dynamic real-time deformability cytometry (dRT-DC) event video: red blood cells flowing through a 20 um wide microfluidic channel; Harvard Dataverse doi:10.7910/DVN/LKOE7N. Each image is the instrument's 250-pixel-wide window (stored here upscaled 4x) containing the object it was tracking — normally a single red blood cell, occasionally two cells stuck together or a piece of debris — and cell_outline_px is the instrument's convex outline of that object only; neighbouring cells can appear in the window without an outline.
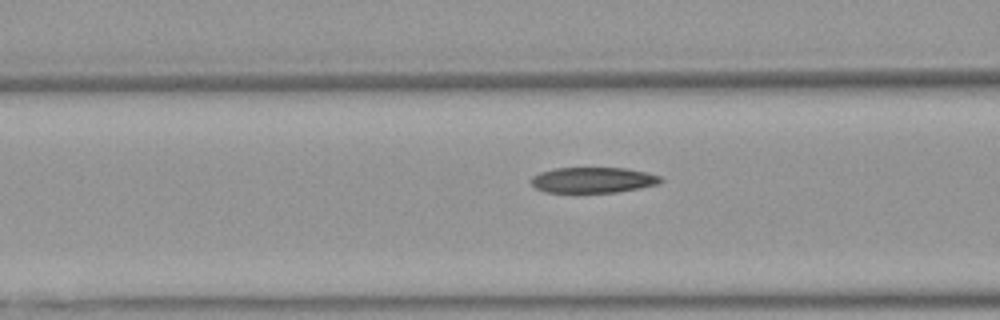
{"species": "Egyptian fruit bat (a non-hibernating species)", "species_latin": "Rousettus aegyptiacus", "temperature_condition": "warm", "stored_images_in_passage": 35, "camera_frame_rate_fps": 3000, "um_per_image_px": 0.085, "animal": {"sex": "female"}, "frame": {"image": 1, "passage_image": 4, "time_ms": 1.0, "image_size_px": [1000, 320], "cell_outline_px": [[664, 180], [660, 184], [640, 188], [616, 192], [544, 192], [536, 188], [528, 180], [532, 176], [540, 172], [556, 168], [628, 168], [660, 176]], "centroid_in_image_um": [50.4, 15.3], "position_along_channel_um": 116.2, "area_um2": 19.42}}
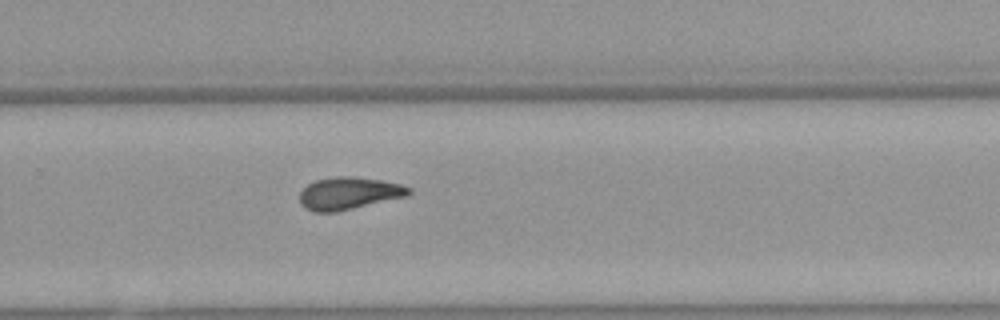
{"frame": {"image": 2, "passage_image": 18, "time_ms": 5.667, "image_size_px": [1000, 320], "cell_outline_px": [[412, 192], [408, 196], [336, 212], [312, 212], [304, 208], [300, 204], [300, 192], [308, 184], [316, 180], [336, 176], [348, 176], [380, 180], [400, 184], [412, 188]], "centroid_in_image_um": [29.65, 16.44], "position_along_channel_um": 300.2, "area_um2": 20.63}}
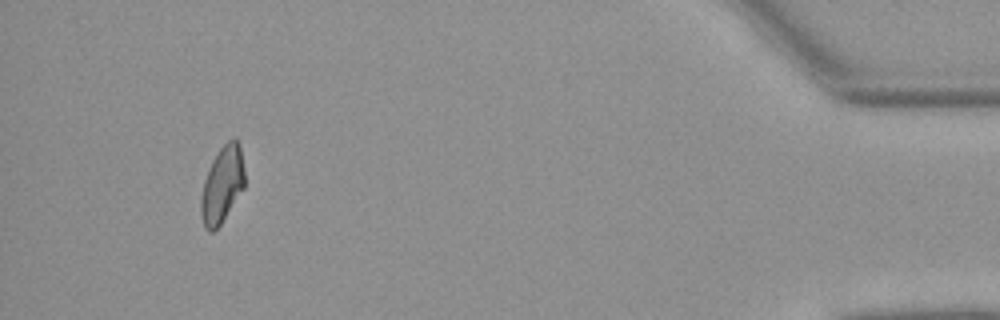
{"frame": {"image": 3, "passage_image": 32, "time_ms": 10.333, "image_size_px": [1000, 320], "cell_outline_px": [[244, 188], [220, 224], [212, 232], [208, 232], [204, 228], [200, 216], [200, 196], [204, 180], [212, 160], [220, 148], [228, 140], [236, 136], [240, 144], [244, 168]], "centroid_in_image_um": [18.87, 15.69], "position_along_channel_um": 416.3, "area_um2": 19.65}}